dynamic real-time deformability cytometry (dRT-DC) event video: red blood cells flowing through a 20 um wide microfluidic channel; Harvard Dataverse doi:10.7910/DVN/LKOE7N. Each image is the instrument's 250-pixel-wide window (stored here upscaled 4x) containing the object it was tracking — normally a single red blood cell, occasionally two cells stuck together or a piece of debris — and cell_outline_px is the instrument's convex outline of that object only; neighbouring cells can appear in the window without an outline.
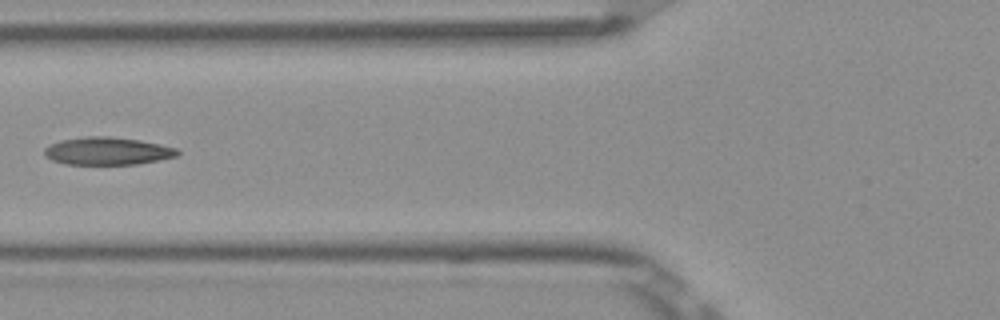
{"species": "Egyptian fruit bat (a non-hibernating species)", "species_latin": "Rousettus aegyptiacus", "temperature_condition": "room temperature", "stored_images_in_passage": 5, "camera_frame_rate_fps": 3000, "um_per_image_px": 0.085, "frame": {"image": 1, "passage_image": 5, "time_ms": 1.333, "image_size_px": [1000, 320], "cell_outline_px": [[180, 152], [176, 156], [136, 164], [64, 164], [52, 160], [44, 156], [44, 148], [60, 140], [88, 136], [108, 136], [140, 140], [160, 144], [176, 148]], "centroid_in_image_um": [9.1, 12.83], "position_along_channel_um": 116.7, "area_um2": 21.33}}